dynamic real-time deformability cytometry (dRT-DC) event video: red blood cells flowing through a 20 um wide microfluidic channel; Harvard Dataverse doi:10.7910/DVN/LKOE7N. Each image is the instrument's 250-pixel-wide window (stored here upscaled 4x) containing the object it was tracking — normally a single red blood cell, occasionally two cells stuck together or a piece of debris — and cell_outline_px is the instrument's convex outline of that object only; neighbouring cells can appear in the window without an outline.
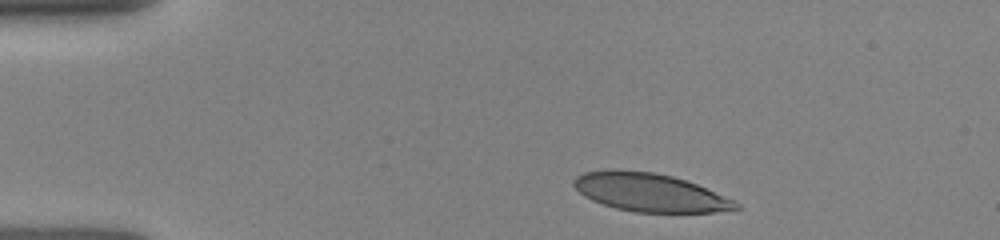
{"species": "human", "species_latin": "Homo sapiens", "temperature_condition": "room temperature", "stored_images_in_passage": 3, "camera_frame_rate_fps": 3000, "um_per_image_px": 0.085, "donor": {"sex": "female"}, "frame": {"image": 1, "passage_image": 1, "time_ms": 0.0, "image_size_px": [1000, 240], "cell_outline_px": [[740, 208], [712, 212], [636, 212], [616, 208], [592, 200], [584, 196], [572, 184], [572, 180], [576, 176], [584, 172], [612, 168], [616, 168], [652, 172], [672, 176], [696, 184], [736, 200], [740, 204]], "centroid_in_image_um": [55.21, 16.34], "position_along_channel_um": 29.8, "area_um2": 36.18}}
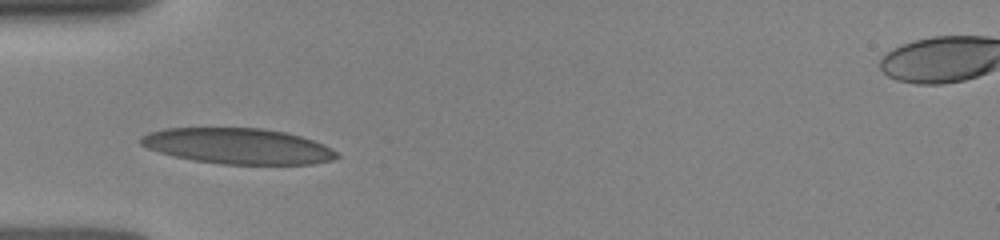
{"frame": {"image": 2, "passage_image": 3, "time_ms": 2.333, "image_size_px": [1000, 240], "cell_outline_px": [[340, 156], [332, 160], [312, 164], [220, 164], [192, 160], [160, 152], [148, 148], [140, 144], [140, 136], [148, 132], [164, 128], [260, 128], [288, 132], [324, 144], [332, 148]], "centroid_in_image_um": [20.23, 12.41], "position_along_channel_um": 64.8, "area_um2": 40.86}}